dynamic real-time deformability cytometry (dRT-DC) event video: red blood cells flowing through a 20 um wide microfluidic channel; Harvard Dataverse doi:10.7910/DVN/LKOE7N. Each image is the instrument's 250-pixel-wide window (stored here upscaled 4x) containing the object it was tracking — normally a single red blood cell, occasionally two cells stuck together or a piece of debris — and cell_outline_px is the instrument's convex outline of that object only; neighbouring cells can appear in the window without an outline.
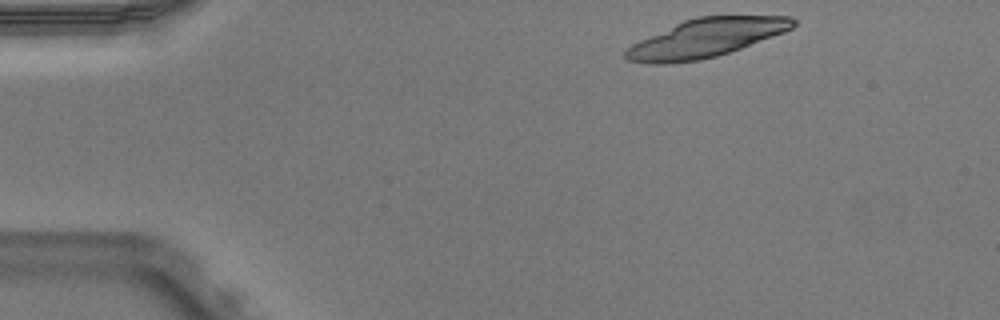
{"species": "Egyptian fruit bat (a non-hibernating species)", "species_latin": "Rousettus aegyptiacus", "temperature_condition": "warm", "stored_images_in_passage": 11, "camera_frame_rate_fps": 3000, "um_per_image_px": 0.085, "animal": {"sex": "male"}, "frame": {"image": 1, "passage_image": 1, "time_ms": 0.0, "image_size_px": [1000, 320], "cell_outline_px": [[796, 24], [792, 28], [784, 32], [740, 48], [716, 56], [700, 60], [664, 64], [648, 64], [628, 60], [624, 56], [624, 52], [632, 44], [640, 40], [684, 20], [696, 16], [792, 16], [796, 20]], "centroid_in_image_um": [60.0, 3.23], "position_along_channel_um": 25.0, "area_um2": 37.17}}